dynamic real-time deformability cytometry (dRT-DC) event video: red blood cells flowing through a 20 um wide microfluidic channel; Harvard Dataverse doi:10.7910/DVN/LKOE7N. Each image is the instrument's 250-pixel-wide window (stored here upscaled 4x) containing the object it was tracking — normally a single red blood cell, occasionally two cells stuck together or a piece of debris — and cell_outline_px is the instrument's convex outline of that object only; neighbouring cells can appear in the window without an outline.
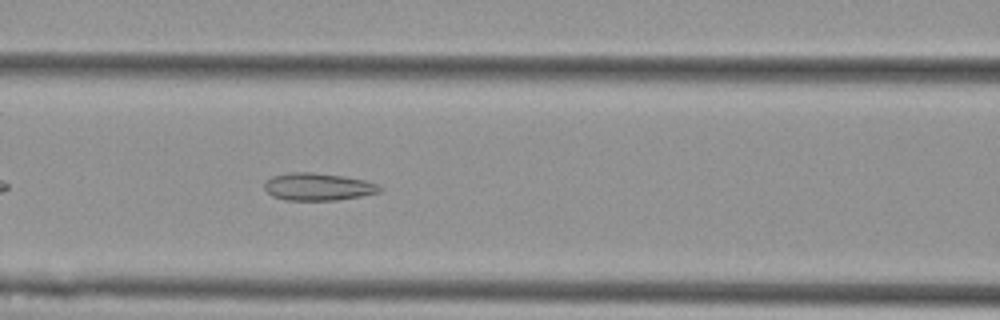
{"species": "Egyptian fruit bat (a non-hibernating species)", "species_latin": "Rousettus aegyptiacus", "temperature_condition": "cold", "stored_images_in_passage": 41, "camera_frame_rate_fps": 3000, "um_per_image_px": 0.085, "animal": {"sex": "female"}, "frame": {"image": 1, "passage_image": 9, "time_ms": 2.667, "image_size_px": [1000, 320], "cell_outline_px": [[384, 188], [380, 192], [360, 196], [336, 200], [284, 200], [272, 196], [264, 188], [264, 180], [272, 176], [288, 172], [312, 172], [344, 176], [364, 180], [376, 184]], "centroid_in_image_um": [26.99, 15.87], "position_along_channel_um": 139.6, "area_um2": 18.55}}
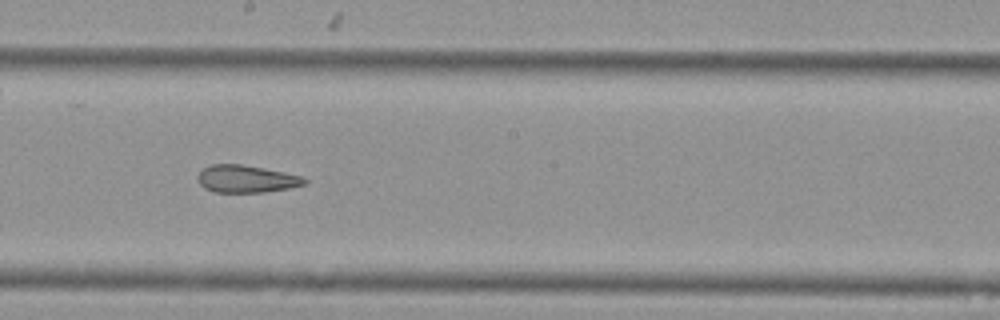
{"frame": {"image": 2, "passage_image": 16, "time_ms": 5.0, "image_size_px": [1000, 320], "cell_outline_px": [[308, 184], [292, 188], [264, 192], [216, 192], [204, 188], [200, 184], [196, 176], [204, 168], [212, 164], [240, 164], [264, 168], [304, 176], [308, 180]], "centroid_in_image_um": [20.99, 15.21], "position_along_channel_um": 227.2, "area_um2": 17.22}}
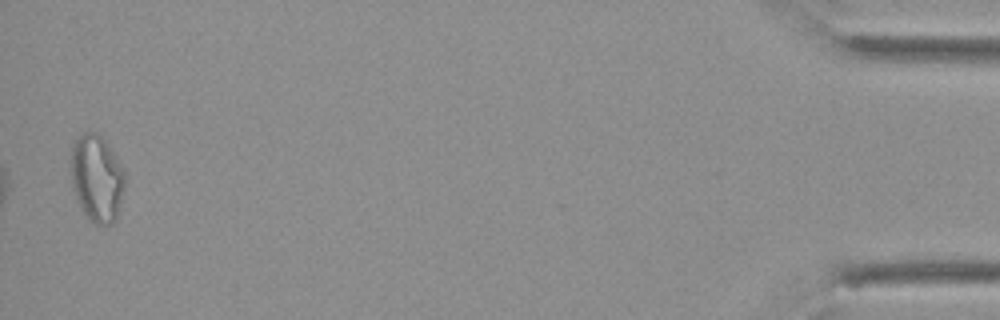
{"frame": {"image": 3, "passage_image": 39, "time_ms": 12.667, "image_size_px": [1000, 320], "cell_outline_px": [[124, 184], [120, 204], [116, 220], [112, 224], [96, 224], [84, 212], [72, 188], [72, 144], [84, 132], [96, 132], [108, 144], [124, 172]], "centroid_in_image_um": [8.23, 15.15], "position_along_channel_um": 427.0, "area_um2": 26.65}, "authors_computed_cell_mechanics": {"area_um2": 19.3052, "velocity_mm_per_s": 3.7742, "shape_relaxation_time_tau1_ms": null, "shape_relaxation_time_tau2_ms": 3.4623, "deformation_change_tau1": null, "deformation_change_tau2": 0.1225}}